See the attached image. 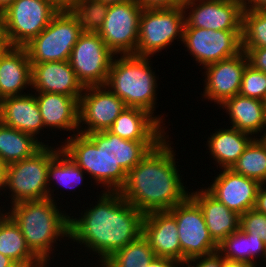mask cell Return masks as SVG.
Here are the masks:
<instances>
[{"instance_id": "obj_29", "label": "cell", "mask_w": 266, "mask_h": 267, "mask_svg": "<svg viewBox=\"0 0 266 267\" xmlns=\"http://www.w3.org/2000/svg\"><path fill=\"white\" fill-rule=\"evenodd\" d=\"M266 244L254 235L238 229L219 245L217 252L226 260L244 262L255 267L263 260Z\"/></svg>"}, {"instance_id": "obj_54", "label": "cell", "mask_w": 266, "mask_h": 267, "mask_svg": "<svg viewBox=\"0 0 266 267\" xmlns=\"http://www.w3.org/2000/svg\"><path fill=\"white\" fill-rule=\"evenodd\" d=\"M42 267H51V265L49 264V265H43ZM78 267H81V265L79 266L78 265Z\"/></svg>"}, {"instance_id": "obj_11", "label": "cell", "mask_w": 266, "mask_h": 267, "mask_svg": "<svg viewBox=\"0 0 266 267\" xmlns=\"http://www.w3.org/2000/svg\"><path fill=\"white\" fill-rule=\"evenodd\" d=\"M142 10L137 0L109 5L97 33L115 56L135 54Z\"/></svg>"}, {"instance_id": "obj_40", "label": "cell", "mask_w": 266, "mask_h": 267, "mask_svg": "<svg viewBox=\"0 0 266 267\" xmlns=\"http://www.w3.org/2000/svg\"><path fill=\"white\" fill-rule=\"evenodd\" d=\"M254 209L266 215V184H261L258 189Z\"/></svg>"}, {"instance_id": "obj_8", "label": "cell", "mask_w": 266, "mask_h": 267, "mask_svg": "<svg viewBox=\"0 0 266 267\" xmlns=\"http://www.w3.org/2000/svg\"><path fill=\"white\" fill-rule=\"evenodd\" d=\"M83 33L72 11H60L49 25L24 47L31 64L69 61L72 48Z\"/></svg>"}, {"instance_id": "obj_43", "label": "cell", "mask_w": 266, "mask_h": 267, "mask_svg": "<svg viewBox=\"0 0 266 267\" xmlns=\"http://www.w3.org/2000/svg\"><path fill=\"white\" fill-rule=\"evenodd\" d=\"M10 47L6 36V29L4 26V20L2 14H0V53L6 51Z\"/></svg>"}, {"instance_id": "obj_22", "label": "cell", "mask_w": 266, "mask_h": 267, "mask_svg": "<svg viewBox=\"0 0 266 267\" xmlns=\"http://www.w3.org/2000/svg\"><path fill=\"white\" fill-rule=\"evenodd\" d=\"M31 79L32 65L25 47L10 46L0 53V102L6 97L28 94L32 90Z\"/></svg>"}, {"instance_id": "obj_37", "label": "cell", "mask_w": 266, "mask_h": 267, "mask_svg": "<svg viewBox=\"0 0 266 267\" xmlns=\"http://www.w3.org/2000/svg\"><path fill=\"white\" fill-rule=\"evenodd\" d=\"M242 50L250 66L266 73V47H242Z\"/></svg>"}, {"instance_id": "obj_27", "label": "cell", "mask_w": 266, "mask_h": 267, "mask_svg": "<svg viewBox=\"0 0 266 267\" xmlns=\"http://www.w3.org/2000/svg\"><path fill=\"white\" fill-rule=\"evenodd\" d=\"M85 175L87 177V174L60 147L49 163L47 175L48 197L55 202L60 201L59 199L61 198L55 197V195L59 196L62 193L60 191V194H54V192H59L55 190L63 188L64 190L68 191L69 189L70 191L71 189V191L74 190L73 192H75V188H80L81 185H84Z\"/></svg>"}, {"instance_id": "obj_39", "label": "cell", "mask_w": 266, "mask_h": 267, "mask_svg": "<svg viewBox=\"0 0 266 267\" xmlns=\"http://www.w3.org/2000/svg\"><path fill=\"white\" fill-rule=\"evenodd\" d=\"M143 8L182 7L185 0H137Z\"/></svg>"}, {"instance_id": "obj_3", "label": "cell", "mask_w": 266, "mask_h": 267, "mask_svg": "<svg viewBox=\"0 0 266 267\" xmlns=\"http://www.w3.org/2000/svg\"><path fill=\"white\" fill-rule=\"evenodd\" d=\"M170 139L168 134L150 149L127 173L126 182L119 190L121 196L144 215L169 211L190 196V187L184 184Z\"/></svg>"}, {"instance_id": "obj_44", "label": "cell", "mask_w": 266, "mask_h": 267, "mask_svg": "<svg viewBox=\"0 0 266 267\" xmlns=\"http://www.w3.org/2000/svg\"><path fill=\"white\" fill-rule=\"evenodd\" d=\"M245 9L266 10V0H243Z\"/></svg>"}, {"instance_id": "obj_13", "label": "cell", "mask_w": 266, "mask_h": 267, "mask_svg": "<svg viewBox=\"0 0 266 267\" xmlns=\"http://www.w3.org/2000/svg\"><path fill=\"white\" fill-rule=\"evenodd\" d=\"M169 212L175 217L182 250V265L193 258L217 252L218 245L211 238L203 212L189 196Z\"/></svg>"}, {"instance_id": "obj_12", "label": "cell", "mask_w": 266, "mask_h": 267, "mask_svg": "<svg viewBox=\"0 0 266 267\" xmlns=\"http://www.w3.org/2000/svg\"><path fill=\"white\" fill-rule=\"evenodd\" d=\"M114 57L97 32H83L72 48L69 63L84 87L105 86Z\"/></svg>"}, {"instance_id": "obj_41", "label": "cell", "mask_w": 266, "mask_h": 267, "mask_svg": "<svg viewBox=\"0 0 266 267\" xmlns=\"http://www.w3.org/2000/svg\"><path fill=\"white\" fill-rule=\"evenodd\" d=\"M50 3L56 10L72 11L78 0H45Z\"/></svg>"}, {"instance_id": "obj_23", "label": "cell", "mask_w": 266, "mask_h": 267, "mask_svg": "<svg viewBox=\"0 0 266 267\" xmlns=\"http://www.w3.org/2000/svg\"><path fill=\"white\" fill-rule=\"evenodd\" d=\"M108 131L133 141H161L170 133L152 114L131 107L119 114Z\"/></svg>"}, {"instance_id": "obj_1", "label": "cell", "mask_w": 266, "mask_h": 267, "mask_svg": "<svg viewBox=\"0 0 266 267\" xmlns=\"http://www.w3.org/2000/svg\"><path fill=\"white\" fill-rule=\"evenodd\" d=\"M97 193L95 205L91 202L80 215L74 213L79 217L69 213V242L82 246L78 249L84 253L89 251L91 260L104 262L142 234L144 214L119 192Z\"/></svg>"}, {"instance_id": "obj_20", "label": "cell", "mask_w": 266, "mask_h": 267, "mask_svg": "<svg viewBox=\"0 0 266 267\" xmlns=\"http://www.w3.org/2000/svg\"><path fill=\"white\" fill-rule=\"evenodd\" d=\"M32 65L31 92L81 96L84 86L77 79L69 61L43 62Z\"/></svg>"}, {"instance_id": "obj_7", "label": "cell", "mask_w": 266, "mask_h": 267, "mask_svg": "<svg viewBox=\"0 0 266 267\" xmlns=\"http://www.w3.org/2000/svg\"><path fill=\"white\" fill-rule=\"evenodd\" d=\"M184 8H143L134 56L154 57L169 48L175 40L183 42ZM178 37V38H177ZM178 39V40H177ZM180 39V40H179ZM158 53V54H156Z\"/></svg>"}, {"instance_id": "obj_47", "label": "cell", "mask_w": 266, "mask_h": 267, "mask_svg": "<svg viewBox=\"0 0 266 267\" xmlns=\"http://www.w3.org/2000/svg\"><path fill=\"white\" fill-rule=\"evenodd\" d=\"M0 267H19L13 260L9 257L4 256L0 253Z\"/></svg>"}, {"instance_id": "obj_19", "label": "cell", "mask_w": 266, "mask_h": 267, "mask_svg": "<svg viewBox=\"0 0 266 267\" xmlns=\"http://www.w3.org/2000/svg\"><path fill=\"white\" fill-rule=\"evenodd\" d=\"M34 95L36 96L45 130L49 129L50 132L52 130H60L66 131V133L69 131L66 138L79 132L80 96L46 92L34 93Z\"/></svg>"}, {"instance_id": "obj_25", "label": "cell", "mask_w": 266, "mask_h": 267, "mask_svg": "<svg viewBox=\"0 0 266 267\" xmlns=\"http://www.w3.org/2000/svg\"><path fill=\"white\" fill-rule=\"evenodd\" d=\"M231 127L256 138L266 127V102L240 94L226 99L220 106ZM226 111V112H225Z\"/></svg>"}, {"instance_id": "obj_2", "label": "cell", "mask_w": 266, "mask_h": 267, "mask_svg": "<svg viewBox=\"0 0 266 267\" xmlns=\"http://www.w3.org/2000/svg\"><path fill=\"white\" fill-rule=\"evenodd\" d=\"M62 141L60 147L105 192H119L127 173L160 142L125 140L108 130L78 132Z\"/></svg>"}, {"instance_id": "obj_45", "label": "cell", "mask_w": 266, "mask_h": 267, "mask_svg": "<svg viewBox=\"0 0 266 267\" xmlns=\"http://www.w3.org/2000/svg\"><path fill=\"white\" fill-rule=\"evenodd\" d=\"M8 165L0 159V197L5 189Z\"/></svg>"}, {"instance_id": "obj_18", "label": "cell", "mask_w": 266, "mask_h": 267, "mask_svg": "<svg viewBox=\"0 0 266 267\" xmlns=\"http://www.w3.org/2000/svg\"><path fill=\"white\" fill-rule=\"evenodd\" d=\"M142 234L156 257L170 258L182 265V250L175 217L169 211L144 215Z\"/></svg>"}, {"instance_id": "obj_53", "label": "cell", "mask_w": 266, "mask_h": 267, "mask_svg": "<svg viewBox=\"0 0 266 267\" xmlns=\"http://www.w3.org/2000/svg\"><path fill=\"white\" fill-rule=\"evenodd\" d=\"M2 204H1V206H0V216L5 212V210H4V206L2 207Z\"/></svg>"}, {"instance_id": "obj_46", "label": "cell", "mask_w": 266, "mask_h": 267, "mask_svg": "<svg viewBox=\"0 0 266 267\" xmlns=\"http://www.w3.org/2000/svg\"><path fill=\"white\" fill-rule=\"evenodd\" d=\"M222 267H255L248 263L244 262H237V261H230V260H223Z\"/></svg>"}, {"instance_id": "obj_24", "label": "cell", "mask_w": 266, "mask_h": 267, "mask_svg": "<svg viewBox=\"0 0 266 267\" xmlns=\"http://www.w3.org/2000/svg\"><path fill=\"white\" fill-rule=\"evenodd\" d=\"M199 188L196 191L190 188V197L201 208L209 234L213 241L219 245L225 238L240 228V215L228 209L204 187Z\"/></svg>"}, {"instance_id": "obj_28", "label": "cell", "mask_w": 266, "mask_h": 267, "mask_svg": "<svg viewBox=\"0 0 266 267\" xmlns=\"http://www.w3.org/2000/svg\"><path fill=\"white\" fill-rule=\"evenodd\" d=\"M0 253L19 267H42L44 264L28 248L19 226L4 212L0 216Z\"/></svg>"}, {"instance_id": "obj_33", "label": "cell", "mask_w": 266, "mask_h": 267, "mask_svg": "<svg viewBox=\"0 0 266 267\" xmlns=\"http://www.w3.org/2000/svg\"><path fill=\"white\" fill-rule=\"evenodd\" d=\"M242 47H266V10L243 9Z\"/></svg>"}, {"instance_id": "obj_15", "label": "cell", "mask_w": 266, "mask_h": 267, "mask_svg": "<svg viewBox=\"0 0 266 267\" xmlns=\"http://www.w3.org/2000/svg\"><path fill=\"white\" fill-rule=\"evenodd\" d=\"M126 108L124 101L107 87H85L79 98V133L108 130Z\"/></svg>"}, {"instance_id": "obj_50", "label": "cell", "mask_w": 266, "mask_h": 267, "mask_svg": "<svg viewBox=\"0 0 266 267\" xmlns=\"http://www.w3.org/2000/svg\"><path fill=\"white\" fill-rule=\"evenodd\" d=\"M100 1L104 2L107 5H113V4L124 3V2H127L129 0H100Z\"/></svg>"}, {"instance_id": "obj_10", "label": "cell", "mask_w": 266, "mask_h": 267, "mask_svg": "<svg viewBox=\"0 0 266 267\" xmlns=\"http://www.w3.org/2000/svg\"><path fill=\"white\" fill-rule=\"evenodd\" d=\"M58 12L45 0H15L1 13L10 46L24 47Z\"/></svg>"}, {"instance_id": "obj_17", "label": "cell", "mask_w": 266, "mask_h": 267, "mask_svg": "<svg viewBox=\"0 0 266 267\" xmlns=\"http://www.w3.org/2000/svg\"><path fill=\"white\" fill-rule=\"evenodd\" d=\"M210 184L201 185L228 209L242 215L254 209L260 183L232 169H218ZM215 178V179H214ZM210 185V186H209Z\"/></svg>"}, {"instance_id": "obj_48", "label": "cell", "mask_w": 266, "mask_h": 267, "mask_svg": "<svg viewBox=\"0 0 266 267\" xmlns=\"http://www.w3.org/2000/svg\"><path fill=\"white\" fill-rule=\"evenodd\" d=\"M15 0H0V14L5 11Z\"/></svg>"}, {"instance_id": "obj_5", "label": "cell", "mask_w": 266, "mask_h": 267, "mask_svg": "<svg viewBox=\"0 0 266 267\" xmlns=\"http://www.w3.org/2000/svg\"><path fill=\"white\" fill-rule=\"evenodd\" d=\"M151 59L134 55L115 56L105 87L123 100L126 107L149 112L167 129L164 113L155 115L159 75L153 70L156 68L152 67Z\"/></svg>"}, {"instance_id": "obj_21", "label": "cell", "mask_w": 266, "mask_h": 267, "mask_svg": "<svg viewBox=\"0 0 266 267\" xmlns=\"http://www.w3.org/2000/svg\"><path fill=\"white\" fill-rule=\"evenodd\" d=\"M0 121L9 127L33 135L43 145H49L50 140H42L46 131L33 92L3 98L0 102Z\"/></svg>"}, {"instance_id": "obj_14", "label": "cell", "mask_w": 266, "mask_h": 267, "mask_svg": "<svg viewBox=\"0 0 266 267\" xmlns=\"http://www.w3.org/2000/svg\"><path fill=\"white\" fill-rule=\"evenodd\" d=\"M185 26L242 30L243 0H185Z\"/></svg>"}, {"instance_id": "obj_9", "label": "cell", "mask_w": 266, "mask_h": 267, "mask_svg": "<svg viewBox=\"0 0 266 267\" xmlns=\"http://www.w3.org/2000/svg\"><path fill=\"white\" fill-rule=\"evenodd\" d=\"M242 30L184 27L183 47L200 67L222 61L242 51Z\"/></svg>"}, {"instance_id": "obj_34", "label": "cell", "mask_w": 266, "mask_h": 267, "mask_svg": "<svg viewBox=\"0 0 266 267\" xmlns=\"http://www.w3.org/2000/svg\"><path fill=\"white\" fill-rule=\"evenodd\" d=\"M108 7L100 0H78L72 13L78 18L83 32H98L103 26Z\"/></svg>"}, {"instance_id": "obj_49", "label": "cell", "mask_w": 266, "mask_h": 267, "mask_svg": "<svg viewBox=\"0 0 266 267\" xmlns=\"http://www.w3.org/2000/svg\"><path fill=\"white\" fill-rule=\"evenodd\" d=\"M262 132L263 133H260L256 138L266 148V127Z\"/></svg>"}, {"instance_id": "obj_32", "label": "cell", "mask_w": 266, "mask_h": 267, "mask_svg": "<svg viewBox=\"0 0 266 267\" xmlns=\"http://www.w3.org/2000/svg\"><path fill=\"white\" fill-rule=\"evenodd\" d=\"M155 257L148 240L141 234L137 239L116 251L104 262L109 267H145Z\"/></svg>"}, {"instance_id": "obj_36", "label": "cell", "mask_w": 266, "mask_h": 267, "mask_svg": "<svg viewBox=\"0 0 266 267\" xmlns=\"http://www.w3.org/2000/svg\"><path fill=\"white\" fill-rule=\"evenodd\" d=\"M240 229L254 235L266 244V215L250 209L240 216Z\"/></svg>"}, {"instance_id": "obj_51", "label": "cell", "mask_w": 266, "mask_h": 267, "mask_svg": "<svg viewBox=\"0 0 266 267\" xmlns=\"http://www.w3.org/2000/svg\"><path fill=\"white\" fill-rule=\"evenodd\" d=\"M87 261H88V262H86V263H88L87 265H89V267H90L91 265H92L91 267H93V264H95V265L98 264V265H96V266H94V267H109L105 262H97V263H92V264L90 265V264H89V263H90V258H88ZM86 263H85V265H84L85 267H87V266H86Z\"/></svg>"}, {"instance_id": "obj_31", "label": "cell", "mask_w": 266, "mask_h": 267, "mask_svg": "<svg viewBox=\"0 0 266 267\" xmlns=\"http://www.w3.org/2000/svg\"><path fill=\"white\" fill-rule=\"evenodd\" d=\"M231 169L260 184H266V148L254 138Z\"/></svg>"}, {"instance_id": "obj_42", "label": "cell", "mask_w": 266, "mask_h": 267, "mask_svg": "<svg viewBox=\"0 0 266 267\" xmlns=\"http://www.w3.org/2000/svg\"><path fill=\"white\" fill-rule=\"evenodd\" d=\"M180 264L170 258L155 257L145 267H178Z\"/></svg>"}, {"instance_id": "obj_16", "label": "cell", "mask_w": 266, "mask_h": 267, "mask_svg": "<svg viewBox=\"0 0 266 267\" xmlns=\"http://www.w3.org/2000/svg\"><path fill=\"white\" fill-rule=\"evenodd\" d=\"M248 59L242 50L239 54L203 68V92L201 101L220 106L226 99L239 94ZM205 74V75H204Z\"/></svg>"}, {"instance_id": "obj_52", "label": "cell", "mask_w": 266, "mask_h": 267, "mask_svg": "<svg viewBox=\"0 0 266 267\" xmlns=\"http://www.w3.org/2000/svg\"><path fill=\"white\" fill-rule=\"evenodd\" d=\"M263 262H264V264H263ZM265 263H266V249H265V254H264L263 260H262L261 263L259 264L260 267H262V266H263V267H264V266L266 267V264H265ZM261 265H262V266H261Z\"/></svg>"}, {"instance_id": "obj_35", "label": "cell", "mask_w": 266, "mask_h": 267, "mask_svg": "<svg viewBox=\"0 0 266 267\" xmlns=\"http://www.w3.org/2000/svg\"><path fill=\"white\" fill-rule=\"evenodd\" d=\"M239 94L266 102V73L248 64L243 74Z\"/></svg>"}, {"instance_id": "obj_30", "label": "cell", "mask_w": 266, "mask_h": 267, "mask_svg": "<svg viewBox=\"0 0 266 267\" xmlns=\"http://www.w3.org/2000/svg\"><path fill=\"white\" fill-rule=\"evenodd\" d=\"M43 144L33 135L0 121V159L7 165L32 156Z\"/></svg>"}, {"instance_id": "obj_4", "label": "cell", "mask_w": 266, "mask_h": 267, "mask_svg": "<svg viewBox=\"0 0 266 267\" xmlns=\"http://www.w3.org/2000/svg\"><path fill=\"white\" fill-rule=\"evenodd\" d=\"M3 203L6 206L5 212L19 226L31 252L44 265L53 263L56 266L55 250L61 248V243L58 242L63 240L64 243L69 240V213L66 209H61L62 203L50 198L24 201L9 207Z\"/></svg>"}, {"instance_id": "obj_26", "label": "cell", "mask_w": 266, "mask_h": 267, "mask_svg": "<svg viewBox=\"0 0 266 267\" xmlns=\"http://www.w3.org/2000/svg\"><path fill=\"white\" fill-rule=\"evenodd\" d=\"M207 139L205 147L207 145L208 155L218 170L231 169L254 137L228 124L227 128L215 129Z\"/></svg>"}, {"instance_id": "obj_38", "label": "cell", "mask_w": 266, "mask_h": 267, "mask_svg": "<svg viewBox=\"0 0 266 267\" xmlns=\"http://www.w3.org/2000/svg\"><path fill=\"white\" fill-rule=\"evenodd\" d=\"M223 260L224 258L218 252H214L188 260L183 267H222Z\"/></svg>"}, {"instance_id": "obj_6", "label": "cell", "mask_w": 266, "mask_h": 267, "mask_svg": "<svg viewBox=\"0 0 266 267\" xmlns=\"http://www.w3.org/2000/svg\"><path fill=\"white\" fill-rule=\"evenodd\" d=\"M43 145L32 156L11 163L7 167L6 185L3 191L4 198L11 199L8 207L16 203L47 199V175L52 156L60 148L57 145ZM7 193L9 196H7Z\"/></svg>"}]
</instances>
